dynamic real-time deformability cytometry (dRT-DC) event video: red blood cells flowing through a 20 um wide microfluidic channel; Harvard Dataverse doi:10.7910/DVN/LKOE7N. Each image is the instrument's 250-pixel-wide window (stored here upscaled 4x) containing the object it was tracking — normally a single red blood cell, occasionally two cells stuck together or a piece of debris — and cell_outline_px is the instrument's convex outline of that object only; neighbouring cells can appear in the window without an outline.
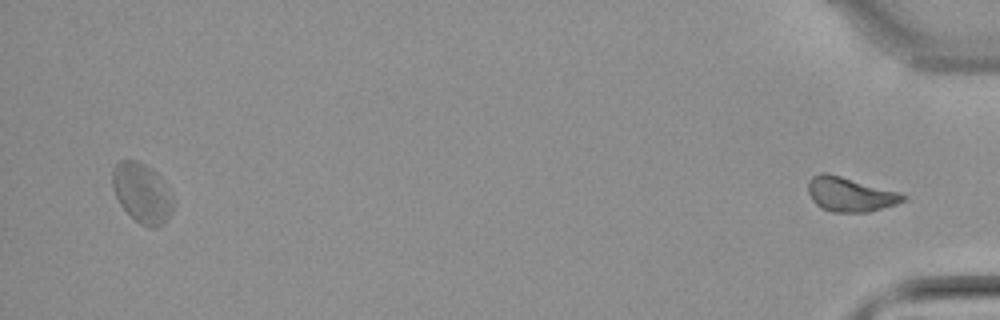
{"species": "common noctule bat (a hibernating species)", "species_latin": "Nyctalus noctula", "temperature_condition": "warm", "stored_images_in_passage": 37, "segment_of_instrument_passage": [2, 2], "camera_frame_rate_fps": 3000, "um_per_image_px": 0.085, "animal": {"sex": "male", "body_mass_g": 21.5, "forearm_length_mm": 52.0}, "frame": {"image": 1, "passage_image": 37, "time_ms": 12.0, "image_size_px": [1000, 320], "cell_outline_px": [[908, 196], [904, 200], [896, 204], [868, 212], [832, 212], [820, 208], [812, 200], [808, 192], [808, 180], [812, 176], [820, 172], [828, 172], [896, 192]], "centroid_in_image_um": [72.19, 16.52], "position_along_channel_um": 363.0, "area_um2": 18.9}}